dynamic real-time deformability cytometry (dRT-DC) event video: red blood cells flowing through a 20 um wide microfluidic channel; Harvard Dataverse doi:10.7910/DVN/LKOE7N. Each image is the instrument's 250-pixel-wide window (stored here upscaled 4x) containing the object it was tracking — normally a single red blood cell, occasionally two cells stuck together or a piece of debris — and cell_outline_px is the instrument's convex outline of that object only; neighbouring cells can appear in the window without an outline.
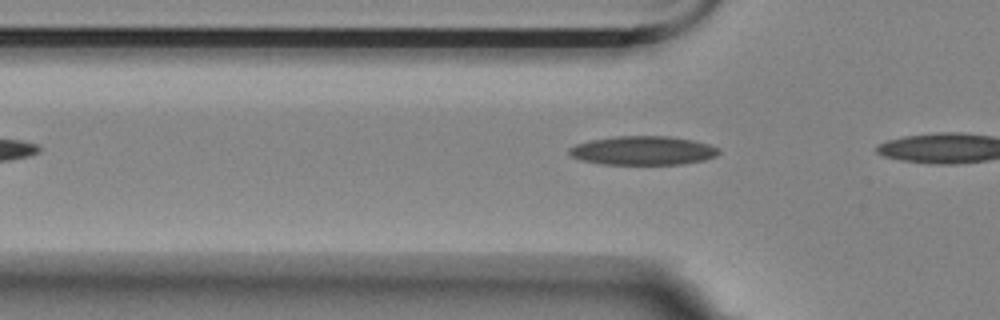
{"species": "Egyptian fruit bat (a non-hibernating species)", "species_latin": "Rousettus aegyptiacus", "temperature_condition": "room temperature", "stored_images_in_passage": 3, "camera_frame_rate_fps": 3000, "um_per_image_px": 0.085, "animal": {"sex": "female"}, "frame": {"image": 1, "passage_image": 2, "time_ms": 0.333, "image_size_px": [1000, 320], "cell_outline_px": [[720, 152], [716, 156], [704, 160], [680, 164], [600, 164], [580, 160], [568, 156], [568, 148], [576, 144], [588, 140], [616, 136], [668, 136], [692, 140], [708, 144], [720, 148]], "centroid_in_image_um": [54.6, 12.8], "position_along_channel_um": 71.2, "area_um2": 25.37}}